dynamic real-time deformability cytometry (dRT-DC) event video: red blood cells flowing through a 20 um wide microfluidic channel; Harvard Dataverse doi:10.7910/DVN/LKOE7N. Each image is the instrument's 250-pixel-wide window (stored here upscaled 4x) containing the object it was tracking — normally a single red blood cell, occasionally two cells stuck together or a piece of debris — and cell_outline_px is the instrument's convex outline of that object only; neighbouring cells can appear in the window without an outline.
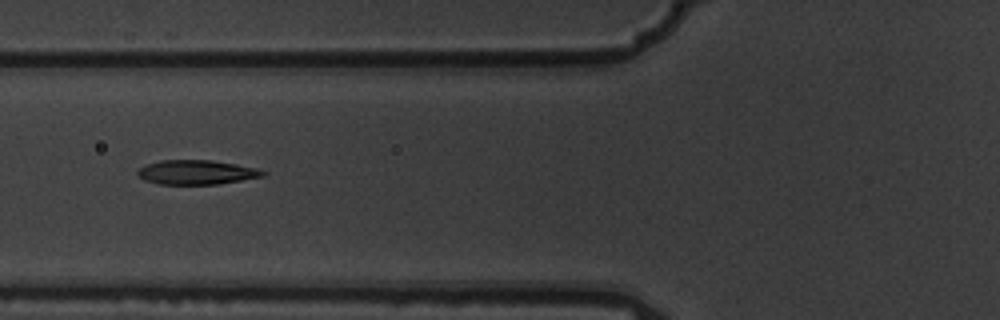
{"species": "common noctule bat (a hibernating species)", "species_latin": "Nyctalus noctula", "temperature_condition": "warm", "stored_images_in_passage": 8, "camera_frame_rate_fps": 3000, "um_per_image_px": 0.085, "animal": {"sex": "male", "body_mass_g": 19.5, "forearm_length_mm": 54.6}, "frame": {"image": 1, "passage_image": 3, "time_ms": 0.667, "image_size_px": [1000, 320], "cell_outline_px": [[268, 172], [264, 176], [216, 184], [160, 184], [144, 180], [136, 172], [140, 168], [148, 164], [160, 160], [212, 160], [236, 164], [256, 168]], "centroid_in_image_um": [16.72, 14.64], "position_along_channel_um": 109.1, "area_um2": 17.63}}
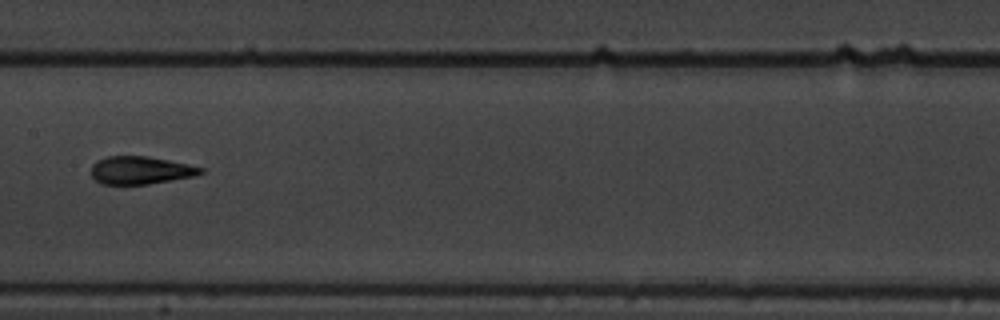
{"frame": {"image": 2, "passage_image": 5, "time_ms": 1.333, "image_size_px": [1000, 320], "cell_outline_px": [[204, 172], [192, 176], [172, 180], [148, 184], [100, 184], [92, 176], [92, 164], [108, 156], [148, 156], [188, 164], [204, 168]], "centroid_in_image_um": [11.95, 14.47], "position_along_channel_um": 195.5, "area_um2": 17.57}}
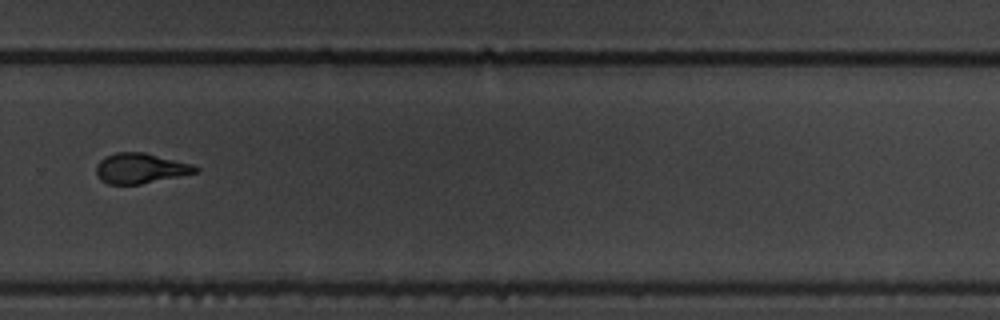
{"frame": {"image": 3, "passage_image": 8, "time_ms": 2.333, "image_size_px": [1000, 320], "cell_outline_px": [[200, 172], [140, 184], [108, 184], [100, 180], [96, 176], [96, 164], [104, 156], [116, 152], [144, 152], [192, 164], [200, 168]], "centroid_in_image_um": [11.92, 14.3], "position_along_channel_um": 317.9, "area_um2": 17.63}}